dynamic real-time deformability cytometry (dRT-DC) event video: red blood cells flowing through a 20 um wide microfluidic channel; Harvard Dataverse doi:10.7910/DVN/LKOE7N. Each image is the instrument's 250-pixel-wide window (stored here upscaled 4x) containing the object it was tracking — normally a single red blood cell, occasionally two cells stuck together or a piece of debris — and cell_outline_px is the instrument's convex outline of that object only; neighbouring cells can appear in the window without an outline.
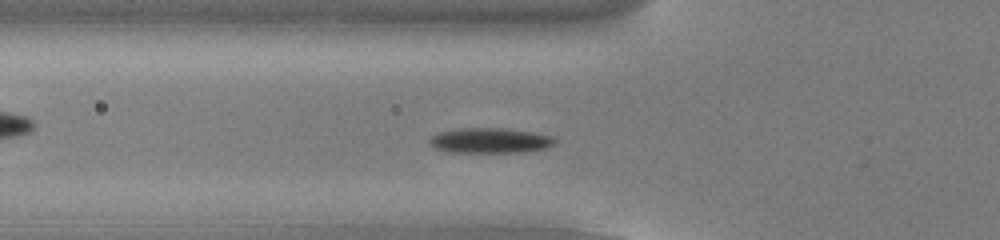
{"species": "common noctule bat (a hibernating species)", "species_latin": "Nyctalus noctula", "temperature_condition": "cold", "stored_images_in_passage": 46, "camera_frame_rate_fps": 3000, "um_per_image_px": 0.085, "animal": {"sex": "male", "body_mass_g": 13.0, "forearm_length_mm": 53.1}, "frame": {"image": 1, "passage_image": 11, "time_ms": 3.333, "image_size_px": [1000, 240], "cell_outline_px": [[556, 144], [544, 148], [524, 152], [444, 152], [436, 148], [428, 140], [432, 136], [440, 132], [460, 128], [504, 128], [532, 132], [552, 136], [556, 140]], "centroid_in_image_um": [41.66, 11.95], "position_along_channel_um": 84.1, "area_um2": 18.32}}
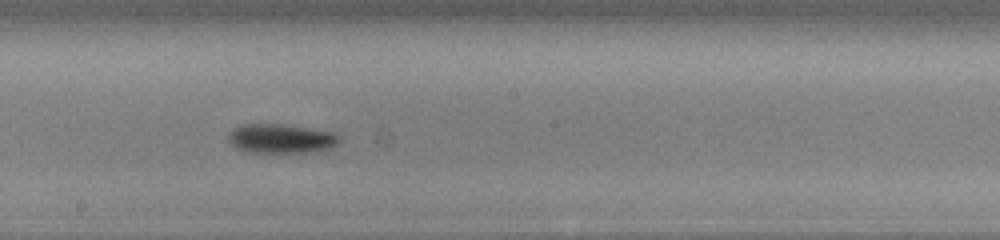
{"frame": {"image": 2, "passage_image": 22, "time_ms": 7.0, "image_size_px": [1000, 240], "cell_outline_px": [[340, 140], [336, 144], [328, 148], [308, 152], [244, 152], [236, 148], [228, 140], [228, 132], [232, 128], [244, 124], [284, 124], [332, 132], [340, 136]], "centroid_in_image_um": [23.82, 11.77], "position_along_channel_um": 224.4, "area_um2": 18.84}}
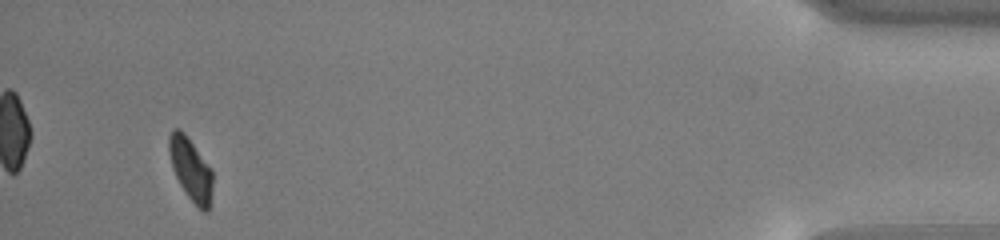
{"frame": {"image": 3, "passage_image": 43, "time_ms": 14.0, "image_size_px": [1000, 240], "cell_outline_px": [[212, 204], [204, 212], [188, 196], [180, 184], [172, 168], [168, 152], [168, 136], [172, 128], [176, 128], [184, 132], [212, 168]], "centroid_in_image_um": [16.21, 14.35], "position_along_channel_um": 419.0, "area_um2": 16.01}, "authors_computed_cell_mechanics": {"area_um2": 17.7446, "velocity_mm_per_s": 3.8209, "shape_relaxation_time_tau1_ms": 3.1007, "shape_relaxation_time_tau2_ms": null, "deformation_change_tau1": 0.1098, "deformation_change_tau2": null}}